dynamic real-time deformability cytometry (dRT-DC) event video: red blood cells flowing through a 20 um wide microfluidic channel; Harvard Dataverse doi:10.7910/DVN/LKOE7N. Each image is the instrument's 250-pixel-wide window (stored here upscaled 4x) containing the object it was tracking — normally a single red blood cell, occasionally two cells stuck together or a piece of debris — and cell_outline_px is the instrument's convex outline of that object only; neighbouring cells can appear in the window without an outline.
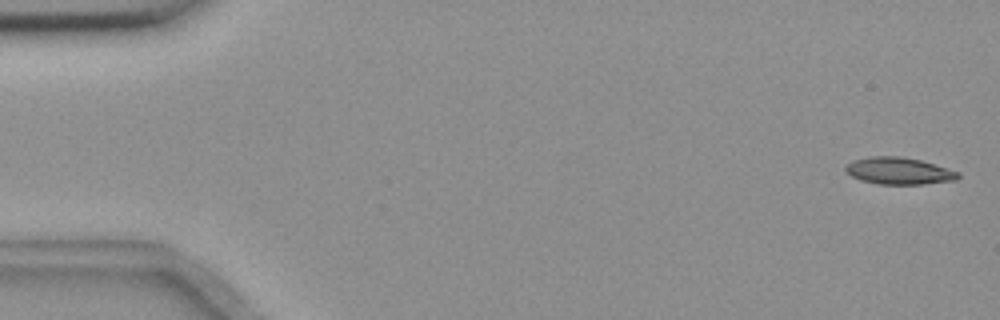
{"species": "common noctule bat (a hibernating species)", "species_latin": "Nyctalus noctula", "temperature_condition": "room temperature", "stored_images_in_passage": 56, "camera_frame_rate_fps": 3000, "um_per_image_px": 0.085, "animal": {"sex": "female", "body_mass_g": 18.4}, "frame": {"image": 1, "passage_image": 2, "time_ms": 0.333, "image_size_px": [1000, 320], "cell_outline_px": [[960, 176], [956, 180], [924, 184], [876, 184], [860, 180], [844, 172], [844, 168], [852, 160], [868, 156], [900, 156], [920, 160], [960, 172]], "centroid_in_image_um": [76.37, 14.53], "position_along_channel_um": 8.6, "area_um2": 17.8}}
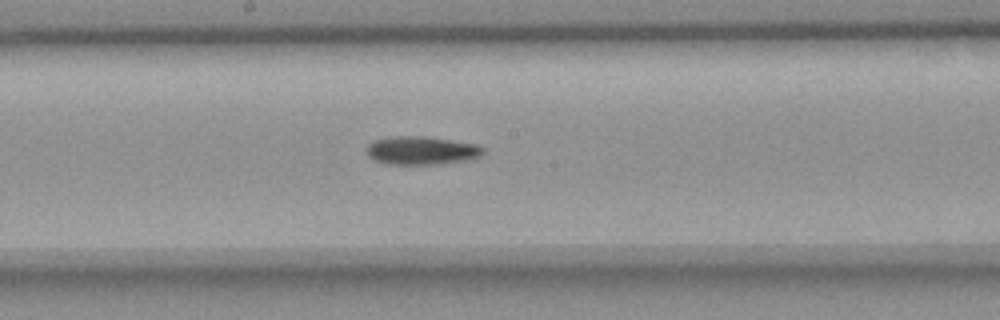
{"frame": {"image": 2, "passage_image": 30, "time_ms": 9.667, "image_size_px": [1000, 320], "cell_outline_px": [[484, 152], [480, 156], [472, 160], [440, 164], [388, 164], [376, 160], [368, 156], [364, 152], [364, 148], [372, 140], [396, 136], [424, 136], [476, 144], [484, 148]], "centroid_in_image_um": [35.81, 12.79], "position_along_channel_um": 212.4, "area_um2": 19.48}}
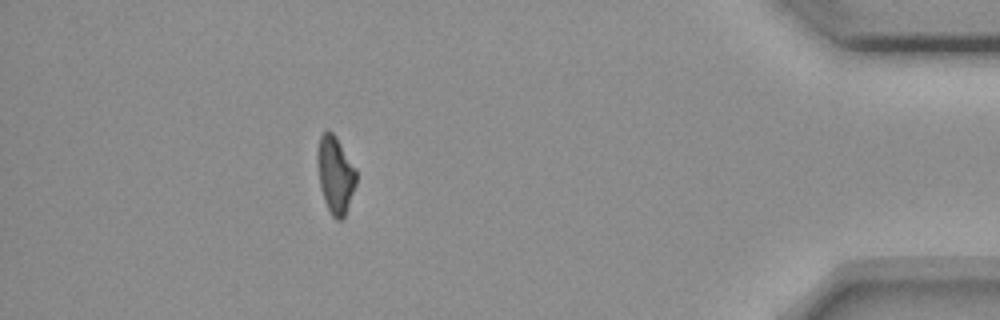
{"frame": {"image": 3, "passage_image": 50, "time_ms": 16.333, "image_size_px": [1000, 320], "cell_outline_px": [[356, 184], [344, 216], [340, 220], [336, 220], [332, 216], [324, 200], [320, 188], [316, 160], [316, 152], [320, 136], [328, 128], [336, 136], [356, 168]], "centroid_in_image_um": [28.48, 14.81], "position_along_channel_um": 406.7, "area_um2": 17.57}, "authors_computed_cell_mechanics": {"area_um2": 18.2937, "velocity_mm_per_s": 3.681, "shape_relaxation_time_tau1_ms": 10.3608, "shape_relaxation_time_tau2_ms": null, "deformation_change_tau1": 0.2216, "deformation_change_tau2": null}}